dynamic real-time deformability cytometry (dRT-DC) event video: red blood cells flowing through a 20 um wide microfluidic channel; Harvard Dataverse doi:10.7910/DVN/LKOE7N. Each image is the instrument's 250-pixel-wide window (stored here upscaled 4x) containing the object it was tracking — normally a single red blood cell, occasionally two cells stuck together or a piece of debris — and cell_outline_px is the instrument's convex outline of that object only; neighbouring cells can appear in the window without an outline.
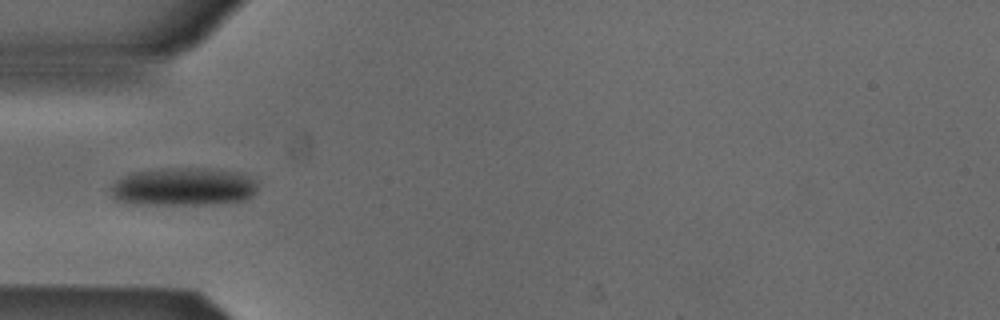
{"species": "Egyptian fruit bat (a non-hibernating species)", "species_latin": "Rousettus aegyptiacus", "temperature_condition": "cold", "stored_images_in_passage": 37, "camera_frame_rate_fps": 3000, "um_per_image_px": 0.085, "animal": {"sex": "male"}, "frame": {"image": 1, "passage_image": 1, "time_ms": 0.0, "image_size_px": [1000, 320], "cell_outline_px": [[256, 192], [252, 196], [244, 200], [220, 204], [128, 204], [112, 200], [108, 196], [112, 184], [116, 180], [124, 176], [136, 172], [236, 172], [248, 176], [256, 180]], "centroid_in_image_um": [15.52, 15.99], "position_along_channel_um": 69.5, "area_um2": 30.98}}
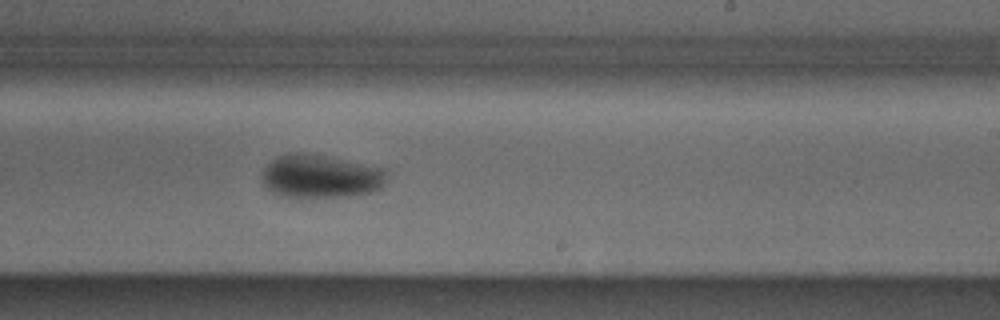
{"frame": {"image": 2, "passage_image": 16, "time_ms": 5.0, "image_size_px": [1000, 320], "cell_outline_px": [[388, 180], [376, 192], [356, 196], [288, 200], [276, 196], [264, 188], [260, 180], [260, 172], [276, 156], [292, 152], [304, 152], [388, 168]], "centroid_in_image_um": [27.21, 15.05], "position_along_channel_um": 261.8, "area_um2": 33.52}}
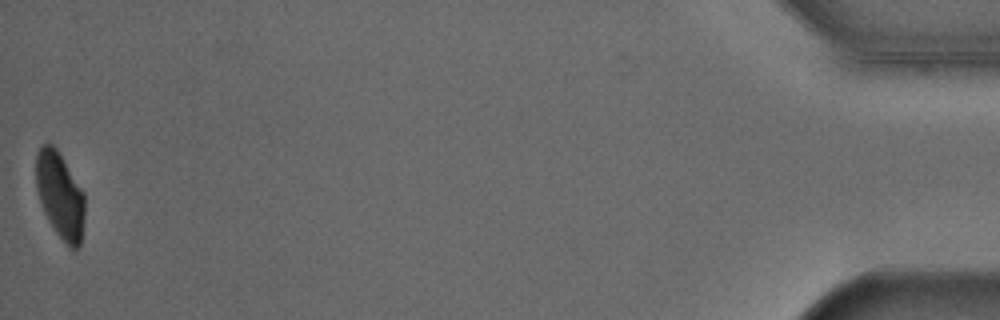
{"frame": {"image": 3, "passage_image": 37, "time_ms": 12.0, "image_size_px": [1000, 320], "cell_outline_px": [[84, 216], [80, 244], [76, 248], [68, 248], [56, 232], [48, 220], [44, 212], [36, 188], [36, 156], [40, 148], [44, 144], [52, 144], [56, 148], [84, 192]], "centroid_in_image_um": [5.1, 16.62], "position_along_channel_um": 430.1, "area_um2": 24.22}}